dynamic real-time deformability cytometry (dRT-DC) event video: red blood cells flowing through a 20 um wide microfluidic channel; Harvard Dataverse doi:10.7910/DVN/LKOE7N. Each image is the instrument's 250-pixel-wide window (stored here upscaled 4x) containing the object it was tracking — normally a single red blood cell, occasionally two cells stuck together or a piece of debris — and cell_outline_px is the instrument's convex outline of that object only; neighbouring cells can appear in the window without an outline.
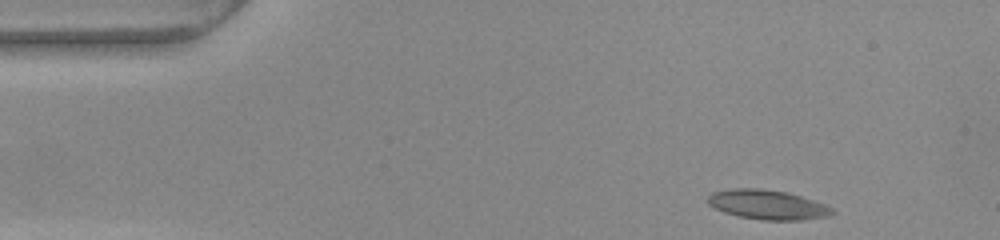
{"species": "common noctule bat (a hibernating species)", "species_latin": "Nyctalus noctula", "temperature_condition": "warm", "stored_images_in_passage": 48, "camera_frame_rate_fps": 3000, "um_per_image_px": 0.085, "animal": {"sex": "female", "body_mass_g": 22.0, "forearm_length_mm": 56.7}, "frame": {"image": 1, "passage_image": 1, "time_ms": 0.0, "image_size_px": [1000, 240], "cell_outline_px": [[836, 212], [832, 216], [804, 220], [764, 220], [740, 216], [724, 212], [708, 204], [708, 196], [712, 192], [732, 188], [760, 188], [784, 192], [800, 196], [824, 204], [832, 208]], "centroid_in_image_um": [65.26, 17.4], "position_along_channel_um": 19.7, "area_um2": 21.33}}
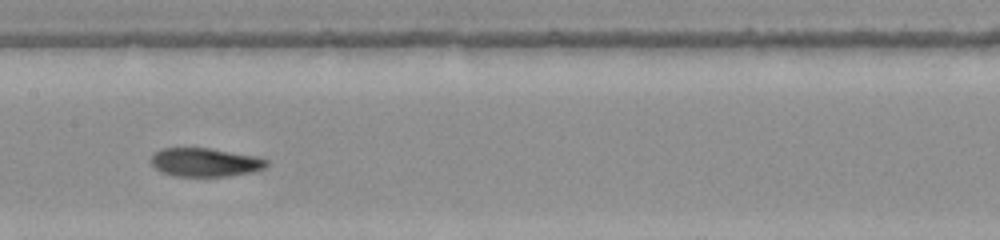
{"frame": {"image": 2, "passage_image": 21, "time_ms": 6.667, "image_size_px": [1000, 240], "cell_outline_px": [[268, 164], [264, 168], [252, 172], [228, 176], [176, 176], [160, 172], [152, 164], [152, 156], [160, 148], [208, 148], [256, 156], [268, 160]], "centroid_in_image_um": [17.44, 13.8], "position_along_channel_um": 190.0, "area_um2": 19.13}}
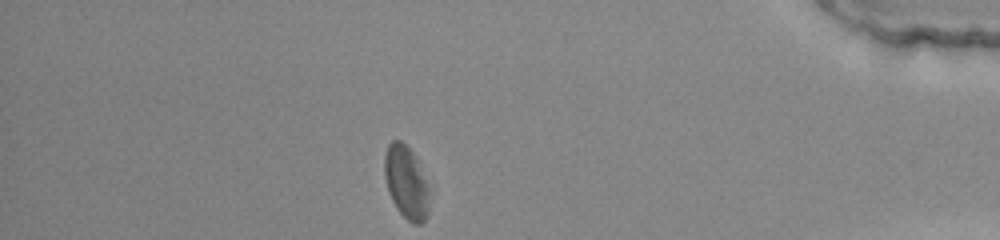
{"frame": {"image": 3, "passage_image": 41, "time_ms": 13.333, "image_size_px": [1000, 240], "cell_outline_px": [[428, 216], [420, 224], [412, 224], [396, 208], [388, 192], [384, 176], [384, 156], [388, 144], [392, 140], [400, 140], [416, 156], [428, 184]], "centroid_in_image_um": [34.52, 15.49], "position_along_channel_um": 400.7, "area_um2": 19.13}, "authors_computed_cell_mechanics": {"area_um2": 19.9699, "velocity_mm_per_s": 3.8046, "shape_relaxation_time_tau1_ms": null, "shape_relaxation_time_tau2_ms": 3.5906, "deformation_change_tau1": null, "deformation_change_tau2": 0.1017}}